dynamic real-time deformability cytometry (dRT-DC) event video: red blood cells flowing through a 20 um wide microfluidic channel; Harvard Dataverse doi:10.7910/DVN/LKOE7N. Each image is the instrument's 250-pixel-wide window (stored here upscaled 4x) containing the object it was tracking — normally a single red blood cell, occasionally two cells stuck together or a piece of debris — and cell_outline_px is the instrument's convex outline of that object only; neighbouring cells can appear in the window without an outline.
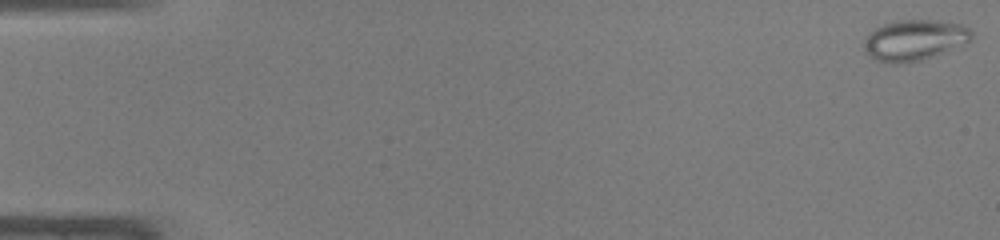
{"species": "common noctule bat (a hibernating species)", "species_latin": "Nyctalus noctula", "temperature_condition": "warm", "stored_images_in_passage": 48, "camera_frame_rate_fps": 3000, "um_per_image_px": 0.085, "animal": {"sex": "male", "body_mass_g": 19.0, "forearm_length_mm": 50.8}, "frame": {"image": 1, "passage_image": 1, "time_ms": 0.0, "image_size_px": [1000, 240], "cell_outline_px": [[972, 40], [920, 60], [896, 64], [892, 64], [876, 60], [864, 52], [864, 44], [868, 36], [876, 28], [884, 24], [896, 20], [936, 20], [960, 24], [968, 28], [972, 32]], "centroid_in_image_um": [77.7, 3.4], "position_along_channel_um": 7.3, "area_um2": 25.03}}
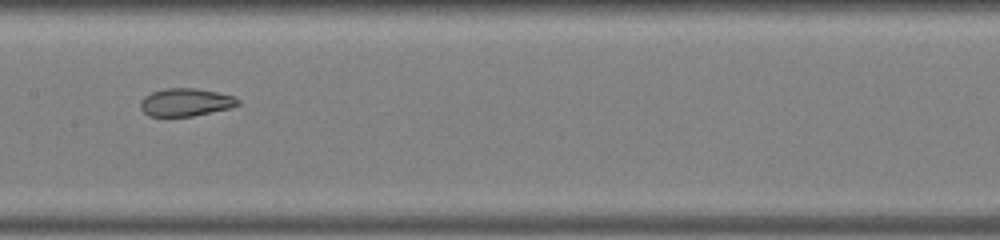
{"frame": {"image": 2, "passage_image": 25, "time_ms": 8.0, "image_size_px": [1000, 240], "cell_outline_px": [[240, 104], [232, 108], [192, 116], [148, 116], [140, 108], [140, 100], [144, 96], [152, 92], [164, 88], [196, 88], [216, 92], [232, 96], [240, 100]], "centroid_in_image_um": [15.77, 8.69], "position_along_channel_um": 191.6, "area_um2": 15.9}}
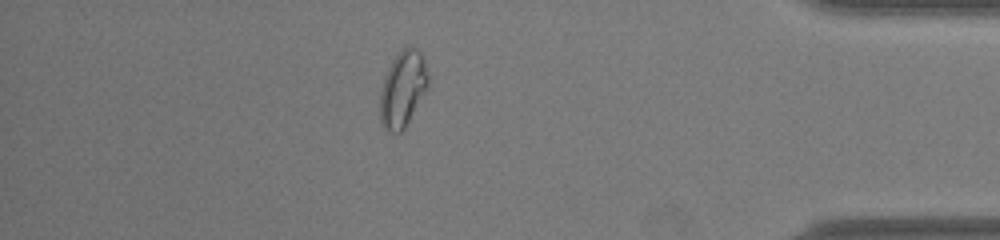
{"frame": {"image": 3, "passage_image": 42, "time_ms": 13.667, "image_size_px": [1000, 240], "cell_outline_px": [[428, 88], [404, 128], [400, 132], [392, 132], [384, 128], [380, 124], [380, 88], [384, 76], [392, 60], [408, 44], [416, 48], [420, 52], [424, 60], [428, 72]], "centroid_in_image_um": [34.23, 7.55], "position_along_channel_um": 401.0, "area_um2": 21.33}, "authors_computed_cell_mechanics": {"area_um2": 21.2126, "velocity_mm_per_s": 4.2963, "shape_relaxation_time_tau1_ms": null, "shape_relaxation_time_tau2_ms": 0.8173, "deformation_change_tau1": null, "deformation_change_tau2": 0.0622}}